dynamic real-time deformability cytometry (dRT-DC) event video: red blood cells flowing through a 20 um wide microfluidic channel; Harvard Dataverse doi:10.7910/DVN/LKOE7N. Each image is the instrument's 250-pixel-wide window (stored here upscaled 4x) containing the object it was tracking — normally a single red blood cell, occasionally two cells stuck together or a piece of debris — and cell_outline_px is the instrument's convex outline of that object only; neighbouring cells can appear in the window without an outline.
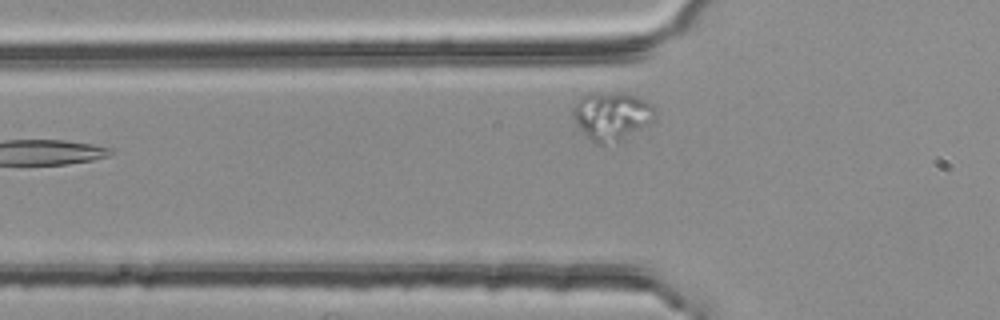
{"species": "common noctule bat (a hibernating species)", "species_latin": "Nyctalus noctula", "temperature_condition": "room temperature", "stored_images_in_passage": 4, "camera_frame_rate_fps": 3000, "um_per_image_px": 0.085, "animal": {"sex": "female", "body_mass_g": 25.1}, "frame": {"image": 1, "passage_image": 3, "time_ms": 0.667, "image_size_px": [1000, 320], "cell_outline_px": [[656, 116], [648, 124], [624, 140], [604, 144], [600, 144], [592, 140], [576, 124], [572, 112], [576, 104], [584, 96], [592, 92], [624, 92], [636, 96], [652, 104], [656, 112]], "centroid_in_image_um": [52.04, 9.84], "position_along_channel_um": 73.8, "area_um2": 22.95}}
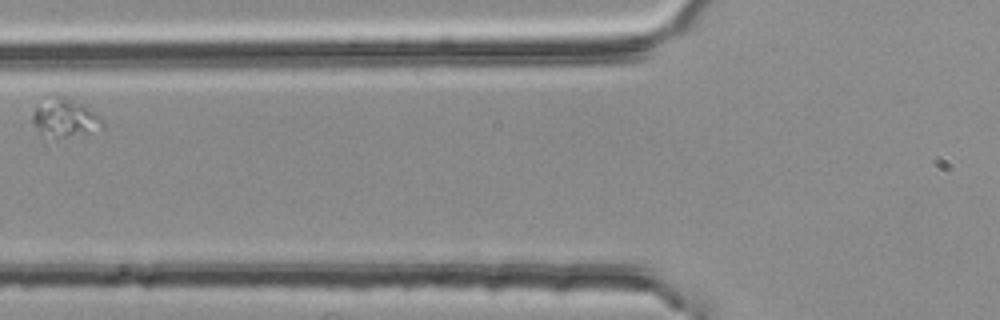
{"frame": {"image": 2, "passage_image": 4, "time_ms": 1.0, "image_size_px": [1000, 320], "cell_outline_px": [[104, 124], [88, 136], [56, 136], [40, 132], [32, 124], [32, 116], [36, 108], [56, 92], [88, 104], [104, 120]], "centroid_in_image_um": [5.61, 9.97], "position_along_channel_um": 120.2, "area_um2": 16.07}}